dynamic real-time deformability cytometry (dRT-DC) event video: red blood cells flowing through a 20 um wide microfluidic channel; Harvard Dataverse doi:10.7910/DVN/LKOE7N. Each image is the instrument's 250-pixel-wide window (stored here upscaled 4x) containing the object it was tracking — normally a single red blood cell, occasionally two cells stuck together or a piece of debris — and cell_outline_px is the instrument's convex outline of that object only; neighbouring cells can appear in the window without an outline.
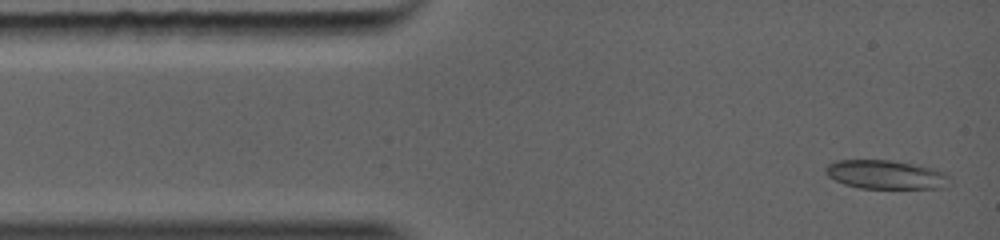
{"species": "common noctule bat (a hibernating species)", "species_latin": "Nyctalus noctula", "temperature_condition": "warm", "stored_images_in_passage": 5, "camera_frame_rate_fps": 5000, "um_per_image_px": 0.085, "animal": {"sex": "female", "body_mass_g": 19.0, "forearm_length_mm": 56.7}, "frame": {"image": 1, "passage_image": 1, "time_ms": 0.0, "image_size_px": [1000, 240], "cell_outline_px": [[952, 184], [944, 188], [860, 188], [844, 184], [828, 176], [824, 172], [824, 168], [832, 160], [892, 160], [936, 168], [948, 172], [952, 176]], "centroid_in_image_um": [75.38, 14.84], "position_along_channel_um": 9.6, "area_um2": 21.44}}
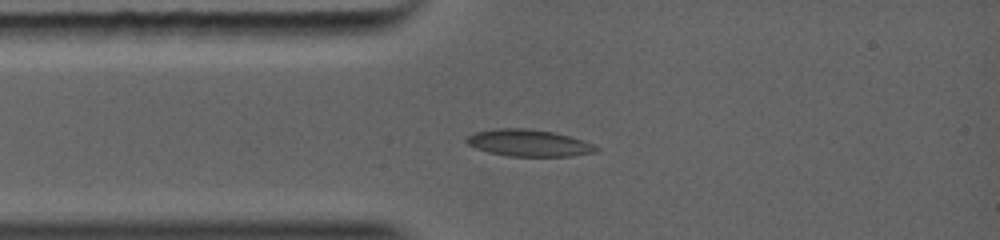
{"frame": {"image": 2, "passage_image": 5, "time_ms": 1.8, "image_size_px": [1000, 240], "cell_outline_px": [[600, 152], [572, 156], [508, 156], [488, 152], [476, 148], [468, 144], [464, 140], [468, 136], [480, 132], [548, 132], [596, 144], [600, 148]], "centroid_in_image_um": [45.08, 12.26], "position_along_channel_um": 39.9, "area_um2": 18.55}}